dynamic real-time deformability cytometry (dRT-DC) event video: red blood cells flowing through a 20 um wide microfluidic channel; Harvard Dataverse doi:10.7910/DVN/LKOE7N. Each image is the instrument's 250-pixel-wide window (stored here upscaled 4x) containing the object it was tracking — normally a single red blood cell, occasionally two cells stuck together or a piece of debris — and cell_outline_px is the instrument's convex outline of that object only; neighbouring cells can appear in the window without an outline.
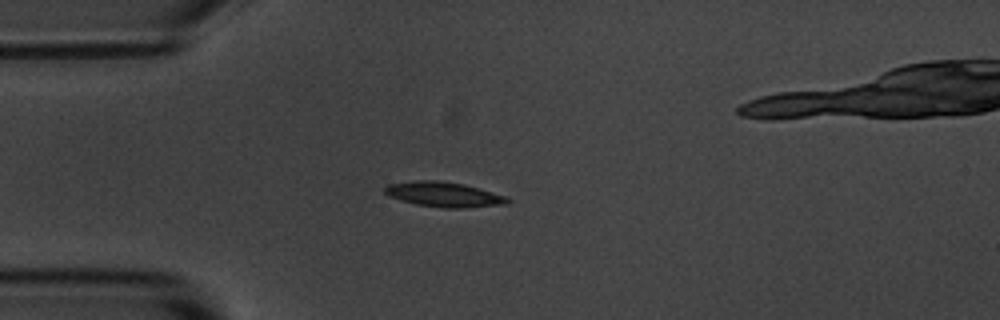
{"species": "common noctule bat (a hibernating species)", "species_latin": "Nyctalus noctula", "temperature_condition": "room temperature", "stored_images_in_passage": 7, "camera_frame_rate_fps": 3000, "um_per_image_px": 0.085, "animal": {"sex": "male", "body_mass_g": 20.1, "forearm_length_mm": 53.5}, "frame": {"image": 1, "passage_image": 4, "time_ms": 3.667, "image_size_px": [1000, 320], "cell_outline_px": [[512, 200], [508, 204], [460, 208], [444, 208], [416, 204], [388, 196], [384, 192], [384, 188], [388, 184], [416, 180], [436, 180], [464, 184], [480, 188], [508, 196]], "centroid_in_image_um": [37.77, 16.52], "position_along_channel_um": 47.2, "area_um2": 17.98}}
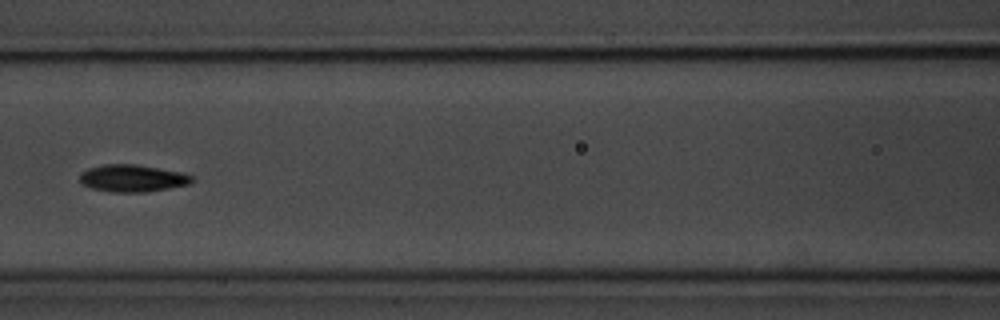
{"frame": {"image": 2, "passage_image": 7, "time_ms": 7.0, "image_size_px": [1000, 320], "cell_outline_px": [[196, 180], [192, 184], [148, 192], [112, 192], [92, 188], [80, 184], [80, 172], [88, 168], [104, 164], [136, 164], [184, 172], [196, 176]], "centroid_in_image_um": [11.33, 15.15], "position_along_channel_um": 155.3, "area_um2": 18.26}}